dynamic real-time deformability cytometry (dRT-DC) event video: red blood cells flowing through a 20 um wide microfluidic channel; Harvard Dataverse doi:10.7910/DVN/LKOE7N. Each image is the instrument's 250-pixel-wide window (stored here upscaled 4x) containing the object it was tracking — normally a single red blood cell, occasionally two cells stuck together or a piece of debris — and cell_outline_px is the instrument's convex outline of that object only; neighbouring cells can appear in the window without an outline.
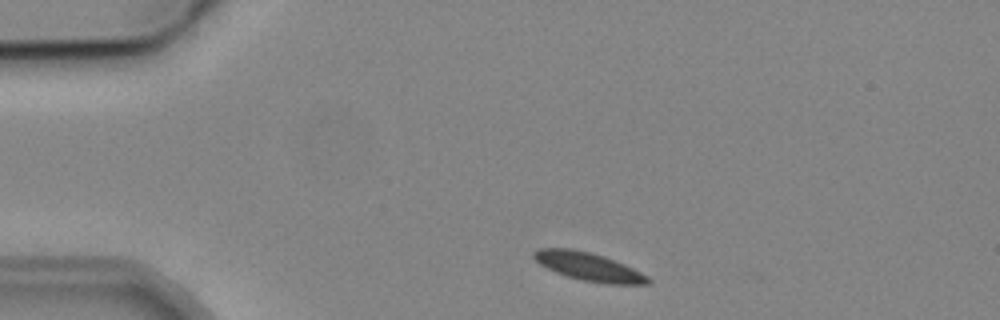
{"species": "common noctule bat (a hibernating species)", "species_latin": "Nyctalus noctula", "temperature_condition": "cold", "stored_images_in_passage": 5, "camera_frame_rate_fps": 3000, "um_per_image_px": 0.085, "animal": {"sex": "male", "body_mass_g": 19.2, "forearm_length_mm": 51.8}, "frame": {"image": 1, "passage_image": 1, "time_ms": 0.0, "image_size_px": [1000, 320], "cell_outline_px": [[652, 284], [604, 284], [584, 280], [568, 276], [556, 272], [540, 264], [532, 256], [532, 252], [536, 248], [572, 248], [592, 252], [604, 256], [624, 264], [648, 276], [652, 280]], "centroid_in_image_um": [50.04, 22.65], "position_along_channel_um": 35.0, "area_um2": 18.84}}
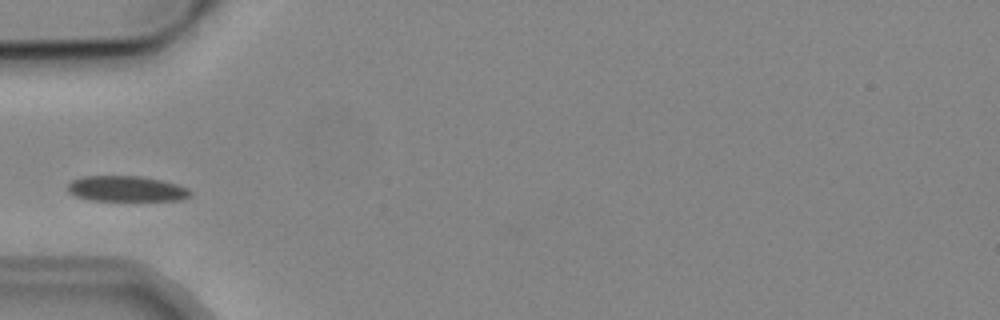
{"frame": {"image": 2, "passage_image": 3, "time_ms": 2.333, "image_size_px": [1000, 320], "cell_outline_px": [[192, 196], [180, 200], [88, 200], [76, 196], [68, 192], [68, 184], [72, 180], [84, 176], [140, 176], [160, 180], [176, 184], [188, 188], [192, 192]], "centroid_in_image_um": [10.75, 16.04], "position_along_channel_um": 74.3, "area_um2": 18.21}}
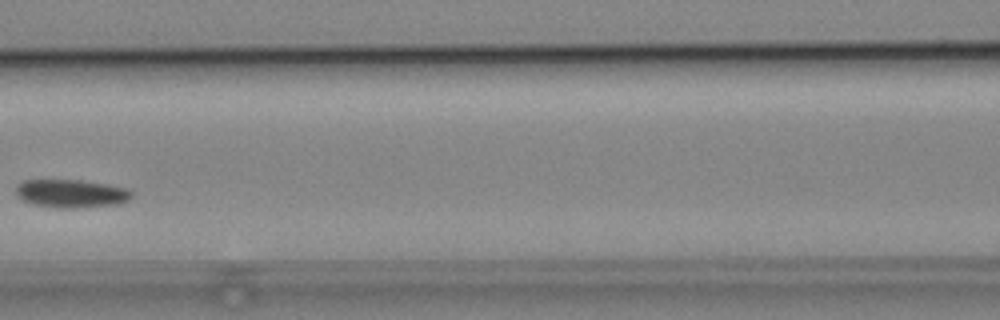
{"frame": {"image": 3, "passage_image": 5, "time_ms": 4.667, "image_size_px": [1000, 320], "cell_outline_px": [[132, 196], [128, 200], [120, 204], [72, 208], [56, 208], [36, 204], [24, 200], [16, 196], [16, 184], [24, 180], [80, 180], [128, 188], [132, 192]], "centroid_in_image_um": [6.05, 16.45], "position_along_channel_um": 160.5, "area_um2": 18.96}}